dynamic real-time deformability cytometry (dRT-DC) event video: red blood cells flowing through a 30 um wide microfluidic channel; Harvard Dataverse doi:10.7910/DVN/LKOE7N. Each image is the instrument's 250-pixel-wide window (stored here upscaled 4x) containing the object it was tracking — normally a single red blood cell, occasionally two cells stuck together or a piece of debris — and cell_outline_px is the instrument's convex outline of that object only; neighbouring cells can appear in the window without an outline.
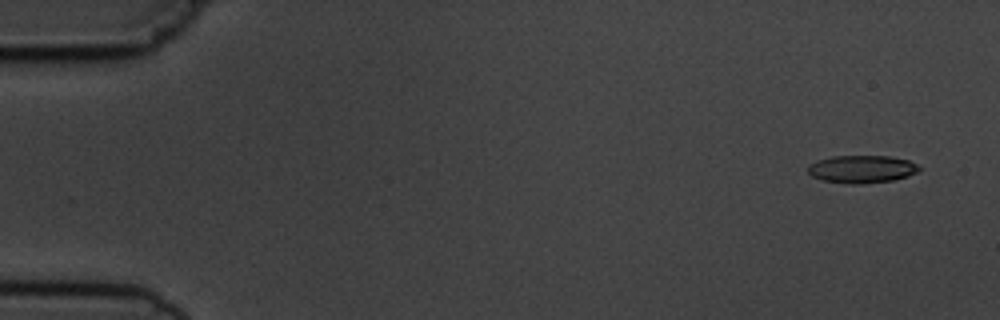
{"species": "common noctule bat (a hibernating species)", "species_latin": "Nyctalus noctula", "temperature_condition": "cold", "stored_images_in_passage": 6, "camera_frame_rate_fps": 3000, "um_per_image_px": 0.085, "animal": {"sex": "male", "body_mass_g": 19.5, "forearm_length_mm": 54.6}, "frame": {"image": 1, "passage_image": 1, "time_ms": 0.0, "image_size_px": [1000, 320], "cell_outline_px": [[920, 168], [916, 172], [908, 176], [892, 180], [860, 184], [848, 184], [824, 180], [812, 176], [808, 172], [808, 164], [816, 160], [832, 156], [892, 156], [908, 160], [916, 164]], "centroid_in_image_um": [73.22, 14.36], "position_along_channel_um": 11.8, "area_um2": 17.92}}
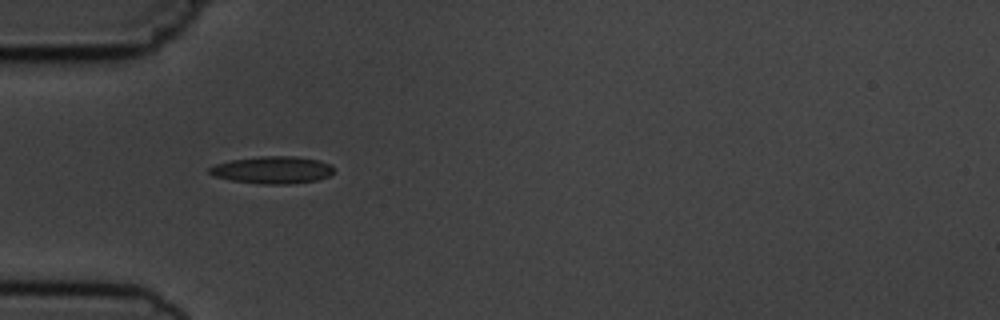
{"frame": {"image": 2, "passage_image": 5, "time_ms": 4.667, "image_size_px": [1000, 320], "cell_outline_px": [[332, 172], [328, 176], [316, 180], [288, 184], [264, 184], [232, 180], [216, 176], [208, 172], [208, 168], [216, 164], [232, 160], [260, 156], [296, 156], [320, 160], [328, 164], [332, 168]], "centroid_in_image_um": [23.15, 14.44], "position_along_channel_um": 61.8, "area_um2": 19.48}}
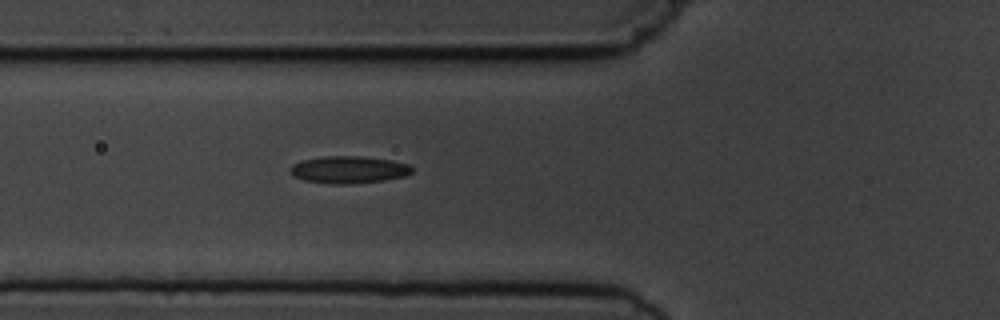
{"frame": {"image": 3, "passage_image": 6, "time_ms": 5.667, "image_size_px": [1000, 320], "cell_outline_px": [[412, 172], [404, 176], [384, 180], [348, 184], [332, 184], [304, 180], [292, 176], [288, 172], [288, 168], [292, 164], [304, 160], [324, 156], [360, 156], [392, 160], [408, 164], [412, 168]], "centroid_in_image_um": [29.59, 14.42], "position_along_channel_um": 96.2, "area_um2": 19.36}}